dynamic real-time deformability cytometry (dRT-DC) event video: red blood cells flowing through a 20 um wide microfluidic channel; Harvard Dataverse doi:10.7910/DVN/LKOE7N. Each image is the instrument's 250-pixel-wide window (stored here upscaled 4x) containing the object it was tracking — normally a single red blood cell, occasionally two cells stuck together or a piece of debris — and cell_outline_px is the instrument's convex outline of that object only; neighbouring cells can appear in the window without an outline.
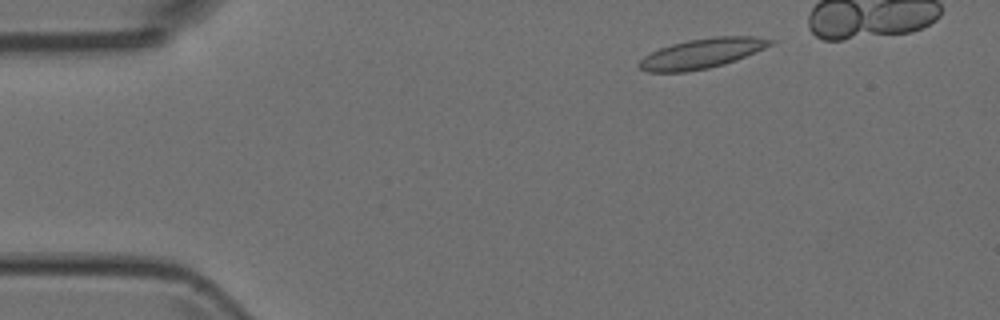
{"species": "Egyptian fruit bat (a non-hibernating species)", "species_latin": "Rousettus aegyptiacus", "temperature_condition": "room temperature", "stored_images_in_passage": 37, "camera_frame_rate_fps": 3000, "um_per_image_px": 0.085, "animal": {"sex": "female"}, "frame": {"image": 1, "passage_image": 4, "time_ms": 1.0, "image_size_px": [1000, 320], "cell_outline_px": [[776, 40], [772, 44], [764, 48], [736, 60], [724, 64], [708, 68], [688, 72], [648, 72], [640, 68], [636, 64], [644, 56], [660, 48], [672, 44], [688, 40], [716, 36], [756, 36]], "centroid_in_image_um": [59.66, 4.54], "position_along_channel_um": 25.3, "area_um2": 22.77}}
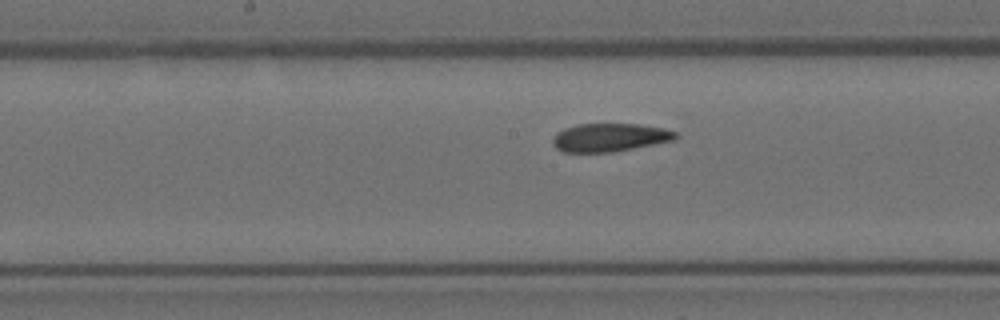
{"frame": {"image": 2, "passage_image": 22, "time_ms": 7.0, "image_size_px": [1000, 320], "cell_outline_px": [[680, 136], [676, 140], [612, 152], [564, 152], [556, 148], [552, 144], [552, 140], [556, 132], [564, 128], [580, 124], [640, 124], [664, 128], [676, 132]], "centroid_in_image_um": [51.84, 11.68], "position_along_channel_um": 196.4, "area_um2": 20.35}}
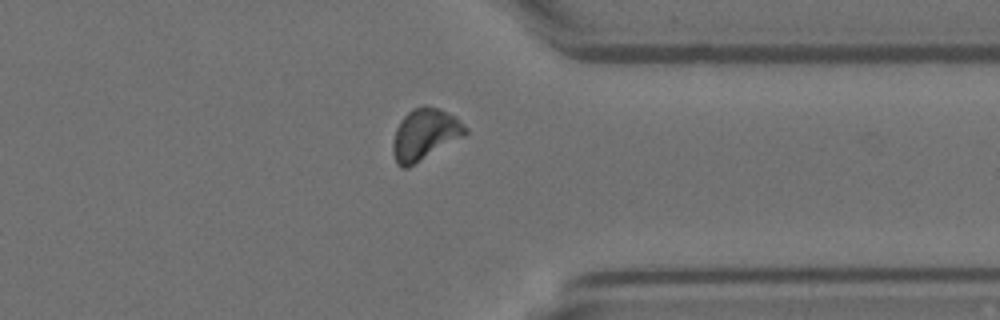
{"frame": {"image": 3, "passage_image": 36, "time_ms": 11.667, "image_size_px": [1000, 320], "cell_outline_px": [[468, 132], [464, 136], [408, 168], [400, 168], [396, 164], [392, 152], [392, 144], [396, 128], [400, 120], [412, 108], [424, 104], [440, 108], [456, 116], [468, 128]], "centroid_in_image_um": [36.1, 11.41], "position_along_channel_um": 375.3, "area_um2": 22.08}}